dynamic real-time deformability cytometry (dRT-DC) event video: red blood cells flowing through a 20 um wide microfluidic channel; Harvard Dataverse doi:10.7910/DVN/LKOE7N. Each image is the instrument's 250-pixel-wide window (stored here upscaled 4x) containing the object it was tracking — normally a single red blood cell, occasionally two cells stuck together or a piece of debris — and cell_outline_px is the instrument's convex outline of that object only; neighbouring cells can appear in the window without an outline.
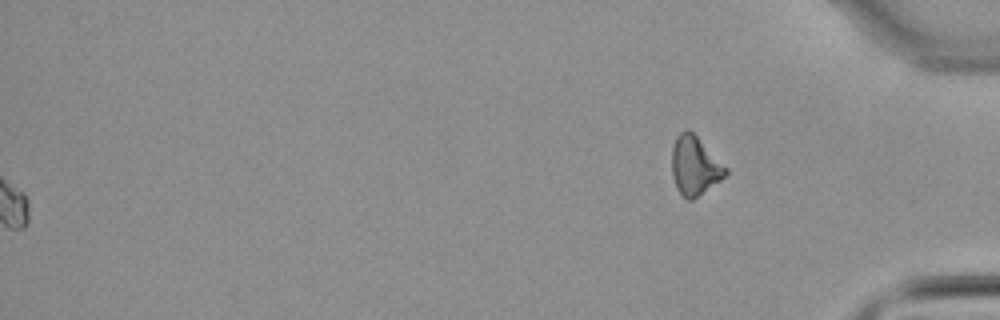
{"species": "common noctule bat (a hibernating species)", "species_latin": "Nyctalus noctula", "temperature_condition": "warm", "stored_images_in_passage": 44, "camera_frame_rate_fps": 3000, "um_per_image_px": 0.085, "animal": {"sex": "male", "body_mass_g": 21.5, "forearm_length_mm": 52.0}, "frame": {"image": 1, "passage_image": 44, "time_ms": 14.333, "image_size_px": [1000, 320], "cell_outline_px": [[728, 172], [720, 180], [692, 200], [688, 200], [676, 188], [672, 176], [672, 148], [676, 136], [684, 128], [688, 128], [728, 168]], "centroid_in_image_um": [59.03, 14.07], "position_along_channel_um": 376.2, "area_um2": 18.26}}